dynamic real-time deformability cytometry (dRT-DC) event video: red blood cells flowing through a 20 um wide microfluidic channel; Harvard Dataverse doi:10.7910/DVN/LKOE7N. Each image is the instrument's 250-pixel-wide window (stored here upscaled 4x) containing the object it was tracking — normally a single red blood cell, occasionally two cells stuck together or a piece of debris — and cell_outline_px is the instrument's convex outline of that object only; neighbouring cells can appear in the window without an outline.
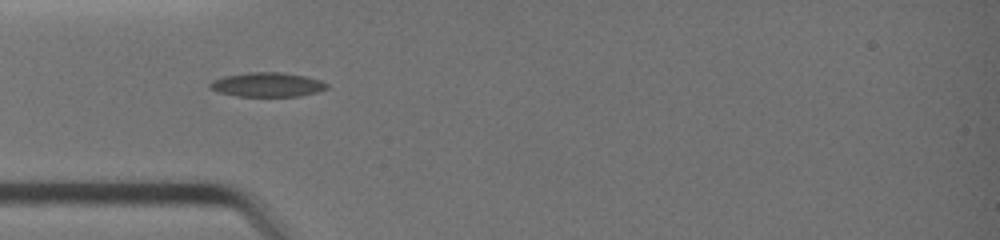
{"species": "common noctule bat (a hibernating species)", "species_latin": "Nyctalus noctula", "temperature_condition": "warm", "stored_images_in_passage": 4, "camera_frame_rate_fps": 3000, "um_per_image_px": 0.085, "animal": {"sex": "female", "body_mass_g": 19.0, "forearm_length_mm": 51.5}, "frame": {"image": 1, "passage_image": 1, "time_ms": 0.0, "image_size_px": [1000, 240], "cell_outline_px": [[328, 88], [316, 92], [300, 96], [236, 96], [220, 92], [208, 88], [208, 84], [212, 80], [224, 76], [248, 72], [280, 72], [304, 76], [320, 80], [328, 84]], "centroid_in_image_um": [22.69, 7.19], "position_along_channel_um": 62.3, "area_um2": 16.53}}